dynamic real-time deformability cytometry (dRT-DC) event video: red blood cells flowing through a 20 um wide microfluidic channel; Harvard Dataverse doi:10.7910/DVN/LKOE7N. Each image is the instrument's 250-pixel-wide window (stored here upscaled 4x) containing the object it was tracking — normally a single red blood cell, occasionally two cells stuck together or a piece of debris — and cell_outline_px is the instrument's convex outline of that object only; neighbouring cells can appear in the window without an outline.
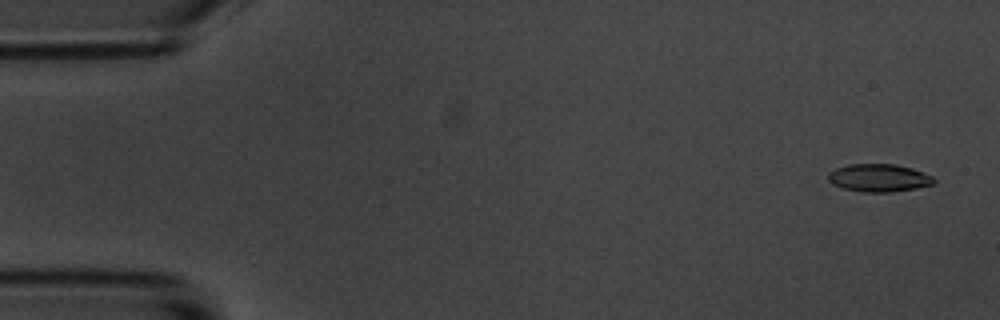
{"species": "common noctule bat (a hibernating species)", "species_latin": "Nyctalus noctula", "temperature_condition": "room temperature", "stored_images_in_passage": 5, "camera_frame_rate_fps": 3000, "um_per_image_px": 0.085, "animal": {"sex": "male", "body_mass_g": 20.1, "forearm_length_mm": 53.5}, "frame": {"image": 1, "passage_image": 1, "time_ms": 0.0, "image_size_px": [1000, 320], "cell_outline_px": [[936, 180], [932, 184], [916, 188], [892, 192], [860, 192], [844, 188], [832, 184], [828, 180], [828, 172], [836, 168], [848, 164], [896, 164], [912, 168], [932, 176]], "centroid_in_image_um": [74.68, 15.12], "position_along_channel_um": 10.3, "area_um2": 17.17}}